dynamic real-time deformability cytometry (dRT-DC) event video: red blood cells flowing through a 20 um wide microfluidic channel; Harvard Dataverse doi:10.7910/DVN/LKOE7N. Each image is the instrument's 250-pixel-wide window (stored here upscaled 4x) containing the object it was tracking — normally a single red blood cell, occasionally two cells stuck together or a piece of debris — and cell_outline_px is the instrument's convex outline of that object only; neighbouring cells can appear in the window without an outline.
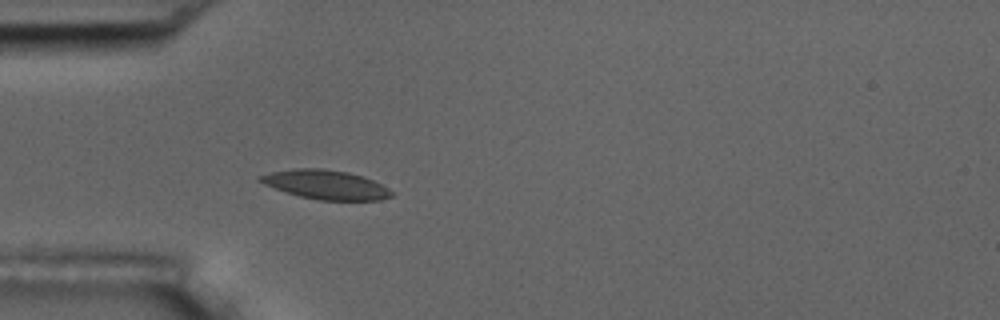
{"species": "common noctule bat (a hibernating species)", "species_latin": "Nyctalus noctula", "temperature_condition": "room temperature", "stored_images_in_passage": 4, "camera_frame_rate_fps": 3000, "um_per_image_px": 0.085, "animal": {"sex": "male", "body_mass_g": 17.5, "forearm_length_mm": 52.3}, "frame": {"image": 1, "passage_image": 4, "time_ms": 3.667, "image_size_px": [1000, 320], "cell_outline_px": [[396, 192], [392, 196], [380, 200], [320, 200], [300, 196], [264, 184], [256, 180], [256, 176], [272, 172], [296, 168], [320, 168], [348, 172], [372, 180]], "centroid_in_image_um": [27.69, 15.69], "position_along_channel_um": 57.3, "area_um2": 22.14}}